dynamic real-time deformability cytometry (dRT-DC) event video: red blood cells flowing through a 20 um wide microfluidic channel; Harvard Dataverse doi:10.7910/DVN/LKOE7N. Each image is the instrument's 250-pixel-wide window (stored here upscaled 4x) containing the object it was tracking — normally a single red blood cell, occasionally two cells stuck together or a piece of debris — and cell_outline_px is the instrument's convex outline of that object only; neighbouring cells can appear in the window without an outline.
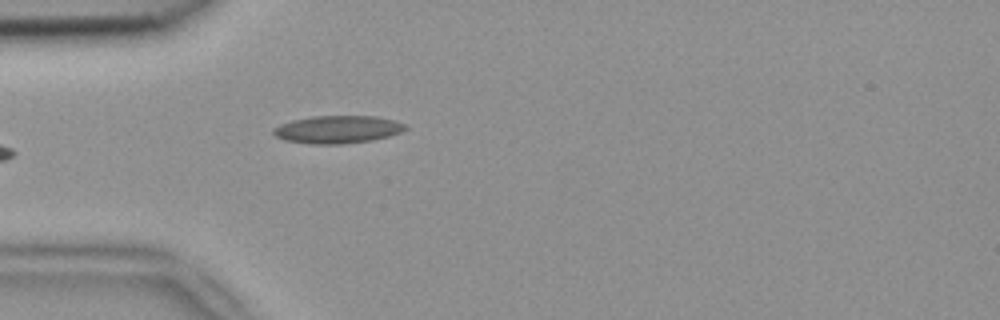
{"species": "common noctule bat (a hibernating species)", "species_latin": "Nyctalus noctula", "temperature_condition": "room temperature", "stored_images_in_passage": 4, "camera_frame_rate_fps": 3000, "um_per_image_px": 0.085, "animal": {"sex": "female", "body_mass_g": 18.4}, "frame": {"image": 1, "passage_image": 4, "time_ms": 1.0, "image_size_px": [1000, 320], "cell_outline_px": [[408, 128], [400, 132], [388, 136], [372, 140], [340, 144], [312, 144], [284, 140], [276, 136], [272, 132], [272, 128], [280, 124], [292, 120], [312, 116], [376, 116], [408, 124]], "centroid_in_image_um": [28.69, 11.0], "position_along_channel_um": 56.3, "area_um2": 21.33}}